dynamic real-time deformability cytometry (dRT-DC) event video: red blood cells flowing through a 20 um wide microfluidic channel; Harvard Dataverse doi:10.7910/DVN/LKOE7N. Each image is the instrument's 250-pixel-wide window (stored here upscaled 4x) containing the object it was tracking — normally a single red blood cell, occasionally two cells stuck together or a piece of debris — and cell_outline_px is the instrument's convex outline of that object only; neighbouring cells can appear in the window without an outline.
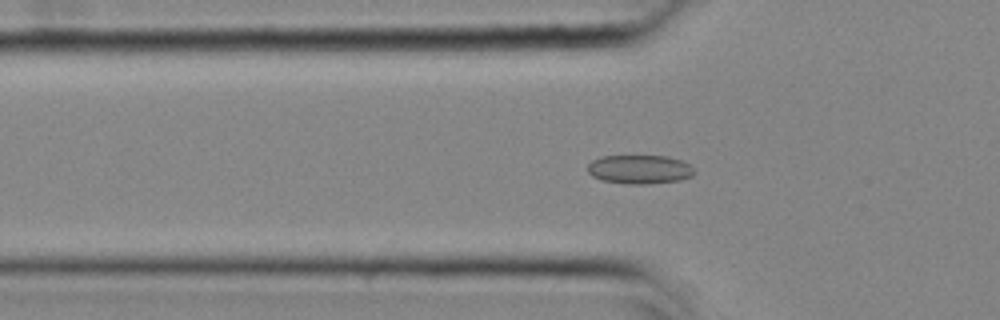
{"species": "common noctule bat (a hibernating species)", "species_latin": "Nyctalus noctula", "temperature_condition": "cold", "stored_images_in_passage": 39, "camera_frame_rate_fps": 3000, "um_per_image_px": 0.085, "animal": {"sex": "female", "body_mass_g": 25.1}, "frame": {"image": 1, "passage_image": 4, "time_ms": 1.0, "image_size_px": [1000, 320], "cell_outline_px": [[696, 172], [692, 176], [680, 180], [648, 184], [628, 184], [604, 180], [592, 176], [588, 172], [588, 164], [592, 160], [600, 156], [668, 156], [680, 160], [688, 164]], "centroid_in_image_um": [54.36, 14.39], "position_along_channel_um": 71.4, "area_um2": 17.92}}
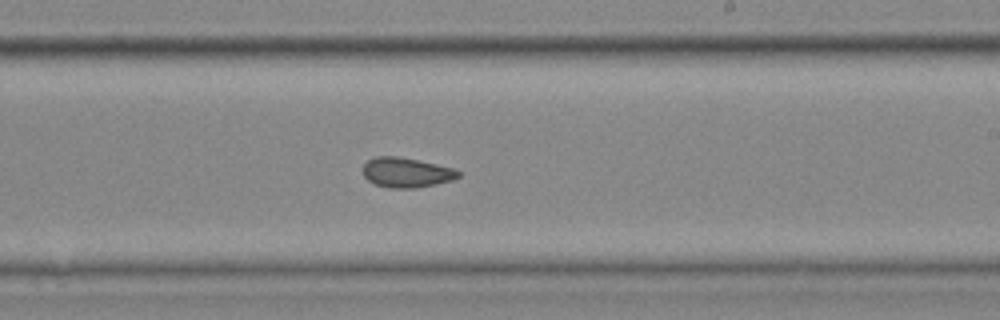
{"frame": {"image": 2, "passage_image": 19, "time_ms": 6.0, "image_size_px": [1000, 320], "cell_outline_px": [[460, 176], [452, 180], [416, 188], [388, 188], [376, 184], [368, 180], [364, 176], [364, 164], [368, 160], [376, 156], [396, 156], [456, 168], [460, 172]], "centroid_in_image_um": [34.56, 14.66], "position_along_channel_um": 254.4, "area_um2": 16.47}}
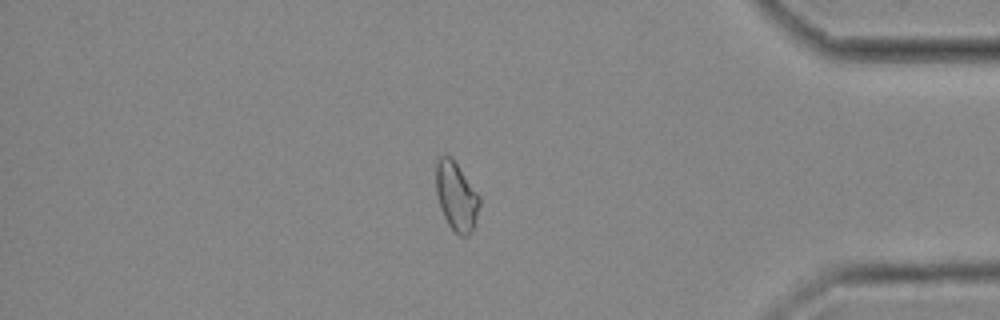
{"frame": {"image": 3, "passage_image": 33, "time_ms": 10.667, "image_size_px": [1000, 320], "cell_outline_px": [[480, 204], [476, 220], [472, 232], [468, 236], [460, 236], [448, 224], [440, 208], [436, 192], [436, 160], [440, 156], [448, 156], [456, 164], [480, 196]], "centroid_in_image_um": [38.79, 16.73], "position_along_channel_um": 396.4, "area_um2": 17.22}}